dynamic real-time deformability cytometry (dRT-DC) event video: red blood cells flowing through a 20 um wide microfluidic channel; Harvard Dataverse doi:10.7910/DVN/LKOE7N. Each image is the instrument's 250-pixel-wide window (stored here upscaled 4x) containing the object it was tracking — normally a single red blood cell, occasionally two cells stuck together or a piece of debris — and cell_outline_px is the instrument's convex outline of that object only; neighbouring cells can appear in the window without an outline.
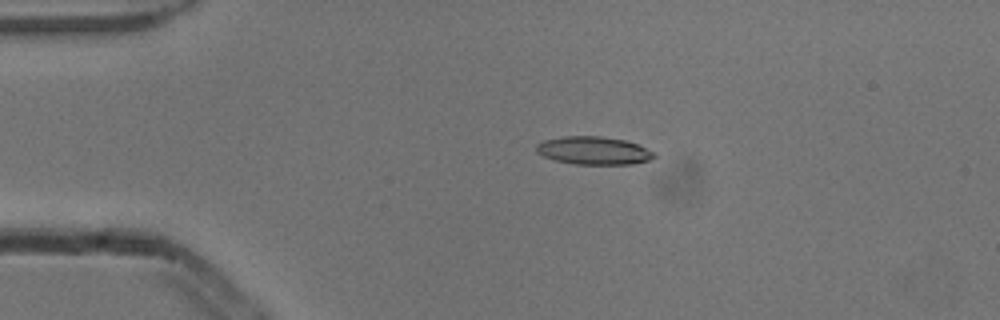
{"species": "common noctule bat (a hibernating species)", "species_latin": "Nyctalus noctula", "temperature_condition": "cold", "stored_images_in_passage": 54, "camera_frame_rate_fps": 3000, "um_per_image_px": 0.085, "animal": {"sex": "male", "body_mass_g": 13.3}, "frame": {"image": 1, "passage_image": 12, "time_ms": 3.667, "image_size_px": [1000, 320], "cell_outline_px": [[656, 156], [648, 160], [632, 164], [572, 164], [556, 160], [544, 156], [536, 152], [536, 144], [544, 140], [564, 136], [600, 136], [624, 140], [636, 144], [656, 152]], "centroid_in_image_um": [50.45, 12.8], "position_along_channel_um": 34.5, "area_um2": 19.13}}
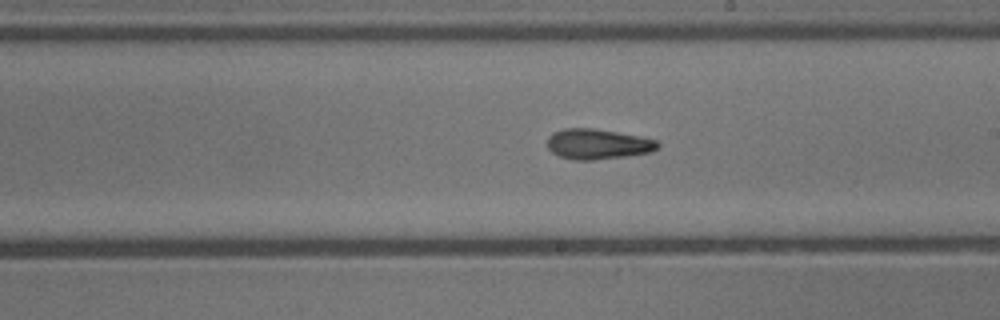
{"frame": {"image": 2, "passage_image": 31, "time_ms": 10.0, "image_size_px": [1000, 320], "cell_outline_px": [[660, 148], [652, 152], [624, 156], [592, 160], [576, 160], [560, 156], [552, 152], [548, 148], [548, 136], [552, 132], [564, 128], [592, 128], [640, 136], [656, 140], [660, 144]], "centroid_in_image_um": [50.82, 12.24], "position_along_channel_um": 238.2, "area_um2": 19.48}}
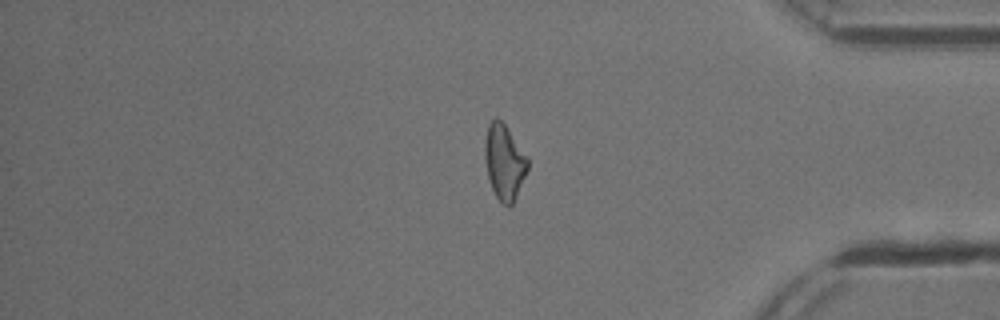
{"frame": {"image": 3, "passage_image": 45, "time_ms": 14.667, "image_size_px": [1000, 320], "cell_outline_px": [[528, 168], [516, 196], [512, 204], [508, 208], [496, 196], [492, 188], [488, 176], [484, 160], [484, 144], [488, 124], [496, 116], [504, 124], [528, 156]], "centroid_in_image_um": [42.86, 13.75], "position_along_channel_um": 392.3, "area_um2": 18.67}, "authors_computed_cell_mechanics": {"area_um2": 18.8717, "velocity_mm_per_s": 3.8592, "shape_relaxation_time_tau1_ms": 6.8113, "shape_relaxation_time_tau2_ms": 2.5272, "deformation_change_tau1": 0.1899, "deformation_change_tau2": 0.1087}}